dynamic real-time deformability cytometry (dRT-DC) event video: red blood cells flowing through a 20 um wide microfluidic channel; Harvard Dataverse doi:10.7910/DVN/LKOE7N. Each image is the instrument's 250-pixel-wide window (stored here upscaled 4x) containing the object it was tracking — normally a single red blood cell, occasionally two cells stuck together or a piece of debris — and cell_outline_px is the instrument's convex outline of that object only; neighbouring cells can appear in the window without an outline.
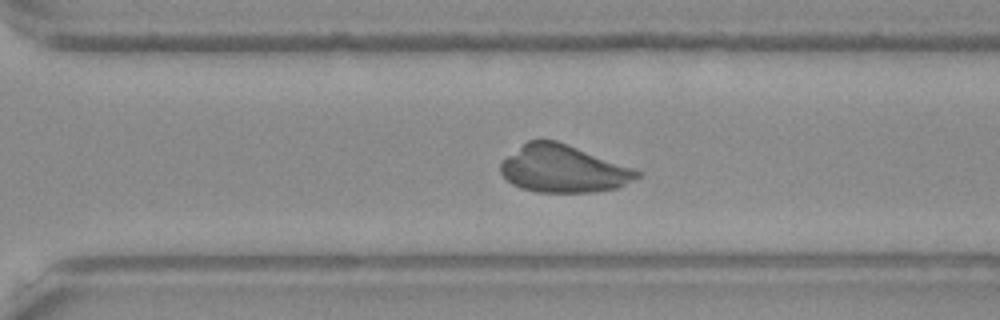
{"species": "Egyptian fruit bat (a non-hibernating species)", "species_latin": "Rousettus aegyptiacus", "temperature_condition": "warm", "stored_images_in_passage": 52, "camera_frame_rate_fps": 3000, "um_per_image_px": 0.085, "frame": {"image": 1, "passage_image": 37, "time_ms": 12.0, "image_size_px": [1000, 320], "cell_outline_px": [[644, 172], [640, 176], [620, 188], [596, 192], [536, 192], [520, 188], [512, 184], [500, 172], [500, 164], [508, 156], [528, 140], [556, 140]], "centroid_in_image_um": [47.91, 14.37], "position_along_channel_um": 322.7, "area_um2": 37.51}}
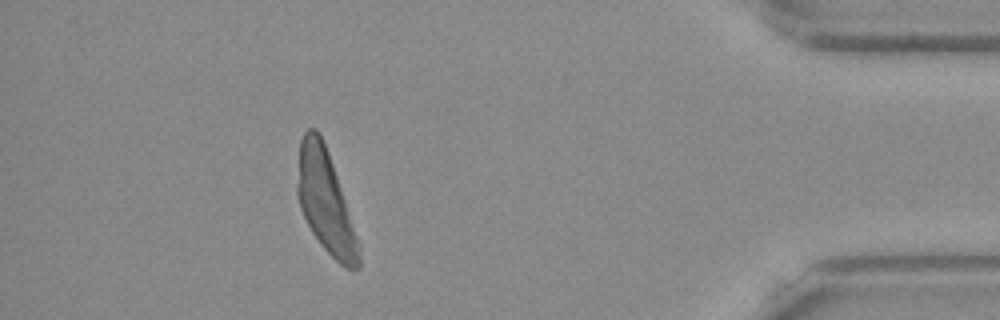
{"frame": {"image": 2, "passage_image": 47, "time_ms": 15.333, "image_size_px": [1000, 320], "cell_outline_px": [[360, 268], [348, 268], [340, 264], [320, 244], [312, 232], [300, 208], [296, 192], [296, 184], [300, 140], [304, 132], [308, 128], [316, 128], [328, 152], [360, 244]], "centroid_in_image_um": [27.64, 17.14], "position_along_channel_um": 407.6, "area_um2": 36.24}}